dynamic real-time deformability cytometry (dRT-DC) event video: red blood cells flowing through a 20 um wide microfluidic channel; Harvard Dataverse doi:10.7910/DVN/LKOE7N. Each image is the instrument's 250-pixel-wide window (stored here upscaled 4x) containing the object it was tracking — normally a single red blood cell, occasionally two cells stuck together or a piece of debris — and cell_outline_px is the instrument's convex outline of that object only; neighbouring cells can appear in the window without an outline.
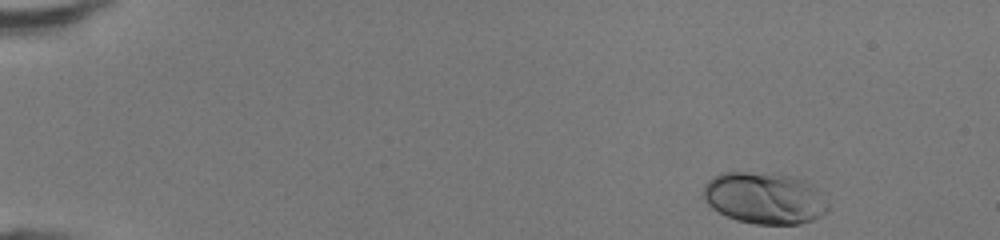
{"species": "human", "species_latin": "Homo sapiens", "temperature_condition": "room temperature", "stored_images_in_passage": 44, "camera_frame_rate_fps": 3000, "um_per_image_px": 0.085, "donor": {"sex": "female"}, "frame": {"image": 1, "passage_image": 1, "time_ms": 0.0, "image_size_px": [1000, 240], "cell_outline_px": [[828, 212], [812, 220], [800, 224], [756, 224], [736, 220], [712, 208], [708, 204], [704, 196], [704, 184], [712, 176], [724, 172], [772, 172], [792, 176], [804, 180], [812, 184], [816, 188], [828, 204]], "centroid_in_image_um": [64.99, 16.82], "position_along_channel_um": 20.0, "area_um2": 37.74}}
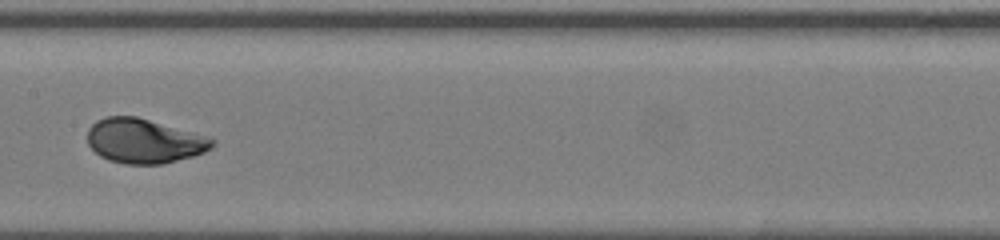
{"frame": {"image": 2, "passage_image": 22, "time_ms": 7.0, "image_size_px": [1000, 240], "cell_outline_px": [[216, 144], [212, 148], [204, 152], [192, 156], [164, 164], [124, 164], [108, 160], [100, 156], [88, 144], [88, 128], [96, 120], [104, 116], [136, 116], [216, 140]], "centroid_in_image_um": [12.2, 11.99], "position_along_channel_um": 195.2, "area_um2": 32.08}}
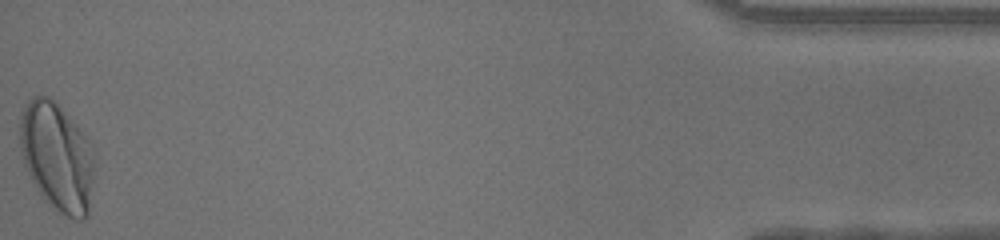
{"frame": {"image": 3, "passage_image": 44, "time_ms": 14.333, "image_size_px": [1000, 240], "cell_outline_px": [[96, 160], [88, 216], [84, 220], [76, 220], [60, 212], [44, 200], [40, 196], [24, 168], [20, 152], [20, 112], [28, 100], [32, 96], [48, 96], [56, 100], [88, 136]], "centroid_in_image_um": [4.86, 13.3], "position_along_channel_um": 430.3, "area_um2": 48.49}, "authors_computed_cell_mechanics": {"area_um2": 32.3391, "velocity_mm_per_s": 4.3251, "shape_relaxation_time_tau1_ms": 2.2533, "shape_relaxation_time_tau2_ms": null, "deformation_change_tau1": 0.1583, "deformation_change_tau2": null}}